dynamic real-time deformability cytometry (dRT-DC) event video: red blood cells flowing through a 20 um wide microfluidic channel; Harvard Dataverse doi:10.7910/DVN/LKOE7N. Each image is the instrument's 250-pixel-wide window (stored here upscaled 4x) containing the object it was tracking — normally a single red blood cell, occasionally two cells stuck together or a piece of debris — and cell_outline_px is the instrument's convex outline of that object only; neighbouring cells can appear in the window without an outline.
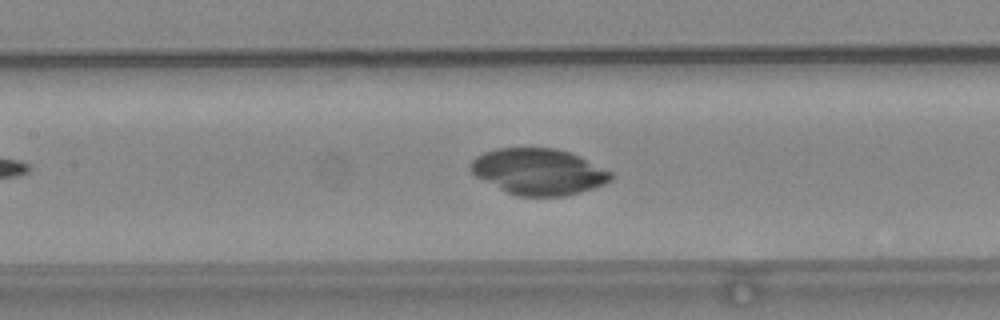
{"species": "common noctule bat (a hibernating species)", "species_latin": "Nyctalus noctula", "temperature_condition": "warm", "stored_images_in_passage": 37, "camera_frame_rate_fps": 3000, "um_per_image_px": 0.085, "animal": {"sex": "female", "body_mass_g": 24.6, "forearm_length_mm": 56.2}, "frame": {"image": 1, "passage_image": 10, "time_ms": 3.0, "image_size_px": [1000, 320], "cell_outline_px": [[612, 180], [604, 184], [580, 192], [564, 196], [516, 196], [476, 176], [468, 168], [472, 160], [476, 156], [484, 152], [496, 148], [556, 148], [580, 156], [612, 172]], "centroid_in_image_um": [45.78, 14.58], "position_along_channel_um": 161.6, "area_um2": 37.57}}
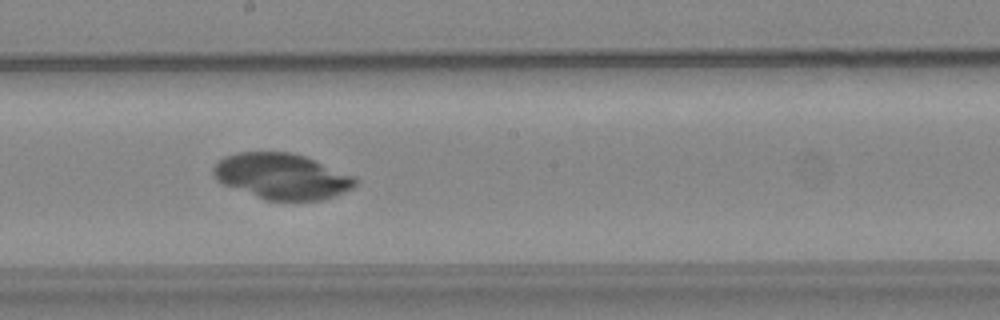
{"frame": {"image": 2, "passage_image": 15, "time_ms": 4.667, "image_size_px": [1000, 320], "cell_outline_px": [[356, 184], [352, 188], [336, 196], [320, 200], [264, 200], [220, 184], [216, 180], [212, 172], [212, 168], [224, 156], [236, 152], [288, 152], [304, 156], [356, 176]], "centroid_in_image_um": [23.92, 14.99], "position_along_channel_um": 224.3, "area_um2": 38.09}}